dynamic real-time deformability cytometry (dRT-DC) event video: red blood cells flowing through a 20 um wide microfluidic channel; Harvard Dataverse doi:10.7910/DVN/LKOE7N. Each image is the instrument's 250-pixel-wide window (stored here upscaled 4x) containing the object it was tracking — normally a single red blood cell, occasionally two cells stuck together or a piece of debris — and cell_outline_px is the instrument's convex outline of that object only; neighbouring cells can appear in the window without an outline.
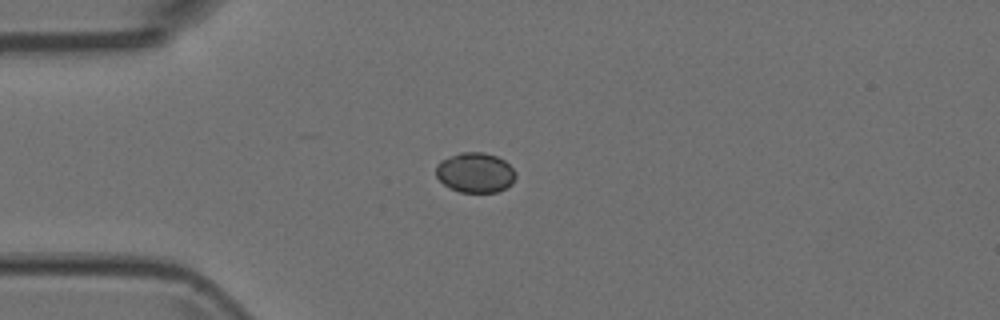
{"species": "Egyptian fruit bat (a non-hibernating species)", "species_latin": "Rousettus aegyptiacus", "temperature_condition": "room temperature", "stored_images_in_passage": 6, "camera_frame_rate_fps": 3000, "um_per_image_px": 0.085, "animal": {"sex": "female"}, "frame": {"image": 1, "passage_image": 3, "time_ms": 0.667, "image_size_px": [1000, 320], "cell_outline_px": [[516, 176], [512, 184], [496, 192], [460, 192], [444, 184], [436, 176], [436, 164], [440, 160], [460, 152], [484, 152], [496, 156], [504, 160], [516, 172]], "centroid_in_image_um": [40.39, 14.66], "position_along_channel_um": 44.6, "area_um2": 18.55}}
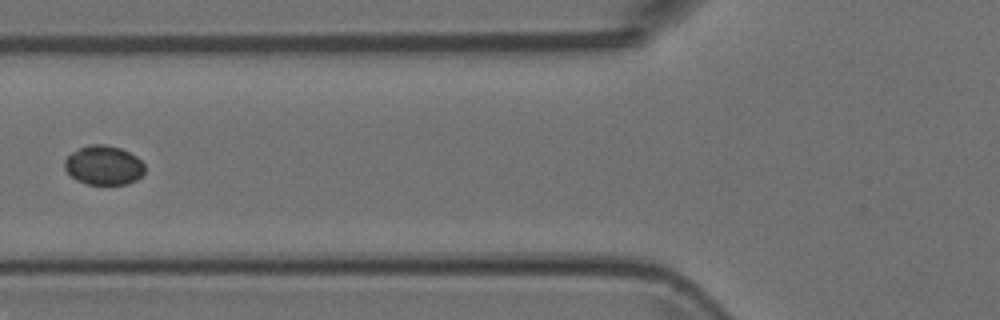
{"frame": {"image": 2, "passage_image": 5, "time_ms": 1.333, "image_size_px": [1000, 320], "cell_outline_px": [[144, 172], [136, 180], [128, 184], [88, 184], [76, 180], [64, 168], [64, 160], [72, 152], [80, 148], [92, 144], [104, 144], [120, 148], [136, 156], [144, 164]], "centroid_in_image_um": [8.81, 14.05], "position_along_channel_um": 117.0, "area_um2": 18.21}}
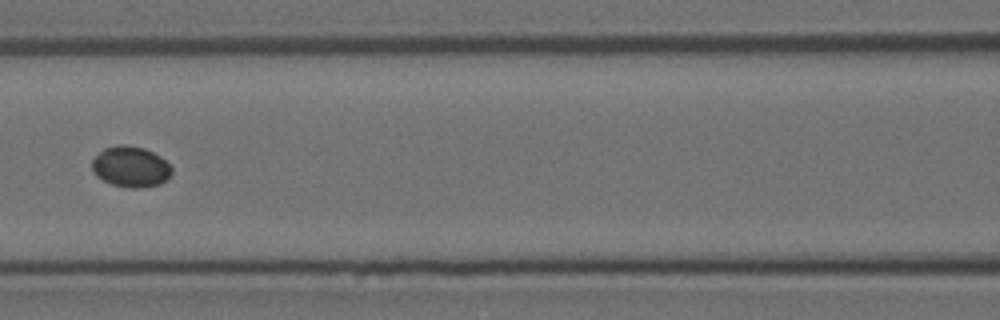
{"frame": {"image": 3, "passage_image": 6, "time_ms": 1.667, "image_size_px": [1000, 320], "cell_outline_px": [[172, 172], [160, 184], [140, 188], [128, 188], [112, 184], [96, 176], [92, 172], [92, 160], [104, 148], [120, 144], [124, 144], [144, 148], [160, 156], [172, 168]], "centroid_in_image_um": [11.08, 14.17], "position_along_channel_um": 155.5, "area_um2": 18.84}}